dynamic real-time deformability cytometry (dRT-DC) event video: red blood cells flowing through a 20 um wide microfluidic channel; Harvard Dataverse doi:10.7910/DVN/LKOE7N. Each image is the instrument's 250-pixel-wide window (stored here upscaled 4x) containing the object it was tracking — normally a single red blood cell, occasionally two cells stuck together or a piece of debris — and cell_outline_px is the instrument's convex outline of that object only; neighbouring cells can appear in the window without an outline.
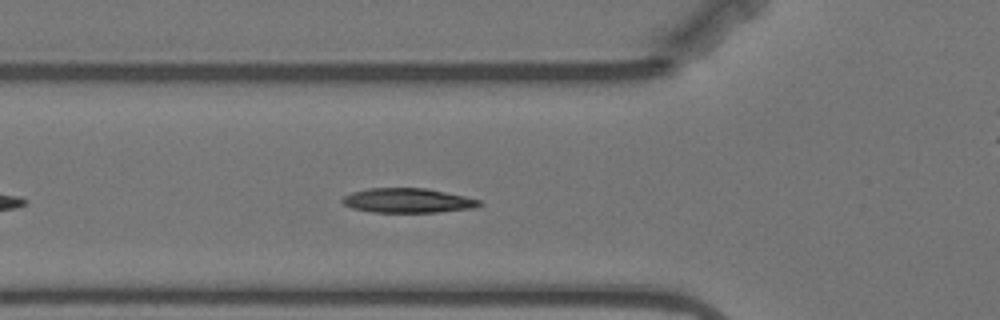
{"species": "Egyptian fruit bat (a non-hibernating species)", "species_latin": "Rousettus aegyptiacus", "temperature_condition": "warm", "stored_images_in_passage": 47, "camera_frame_rate_fps": 3000, "um_per_image_px": 0.085, "animal": {"sex": "female"}, "frame": {"image": 1, "passage_image": 8, "time_ms": 2.333, "image_size_px": [1000, 320], "cell_outline_px": [[484, 204], [472, 208], [436, 212], [372, 212], [352, 208], [344, 204], [340, 200], [344, 196], [352, 192], [368, 188], [428, 188], [464, 196], [480, 200]], "centroid_in_image_um": [34.64, 17.04], "position_along_channel_um": 91.2, "area_um2": 19.54}}
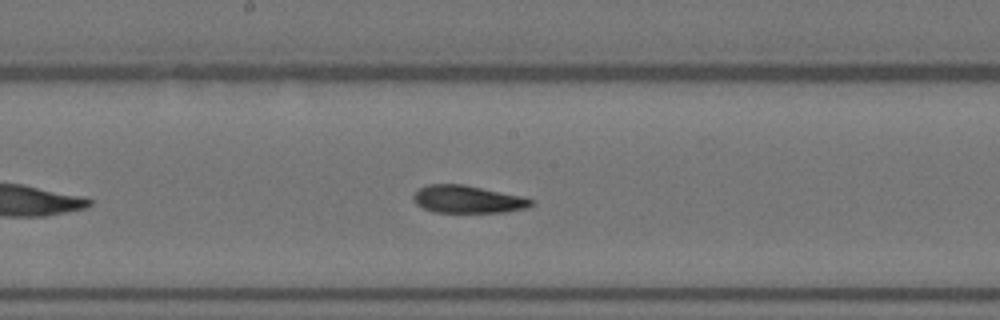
{"frame": {"image": 2, "passage_image": 18, "time_ms": 5.667, "image_size_px": [1000, 320], "cell_outline_px": [[536, 204], [528, 208], [504, 212], [436, 212], [424, 208], [416, 204], [412, 196], [420, 188], [428, 184], [464, 184], [524, 196], [536, 200]], "centroid_in_image_um": [39.84, 16.93], "position_along_channel_um": 208.4, "area_um2": 19.13}}
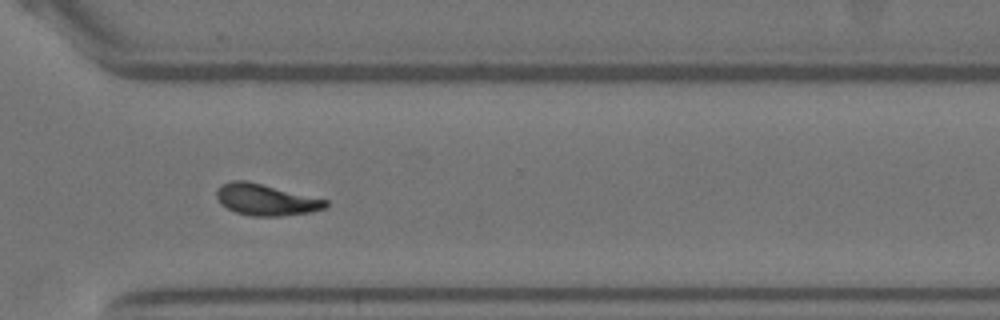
{"frame": {"image": 3, "passage_image": 30, "time_ms": 9.667, "image_size_px": [1000, 320], "cell_outline_px": [[328, 204], [324, 208], [312, 212], [280, 216], [252, 216], [236, 212], [220, 204], [216, 196], [216, 192], [220, 184], [232, 180], [248, 180], [328, 200]], "centroid_in_image_um": [22.58, 16.96], "position_along_channel_um": 348.0, "area_um2": 20.06}, "authors_computed_cell_mechanics": {"area_um2": 19.3052, "velocity_mm_per_s": 3.5057, "shape_relaxation_time_tau1_ms": null, "shape_relaxation_time_tau2_ms": 0.6774, "deformation_change_tau1": null, "deformation_change_tau2": 0.0598}}